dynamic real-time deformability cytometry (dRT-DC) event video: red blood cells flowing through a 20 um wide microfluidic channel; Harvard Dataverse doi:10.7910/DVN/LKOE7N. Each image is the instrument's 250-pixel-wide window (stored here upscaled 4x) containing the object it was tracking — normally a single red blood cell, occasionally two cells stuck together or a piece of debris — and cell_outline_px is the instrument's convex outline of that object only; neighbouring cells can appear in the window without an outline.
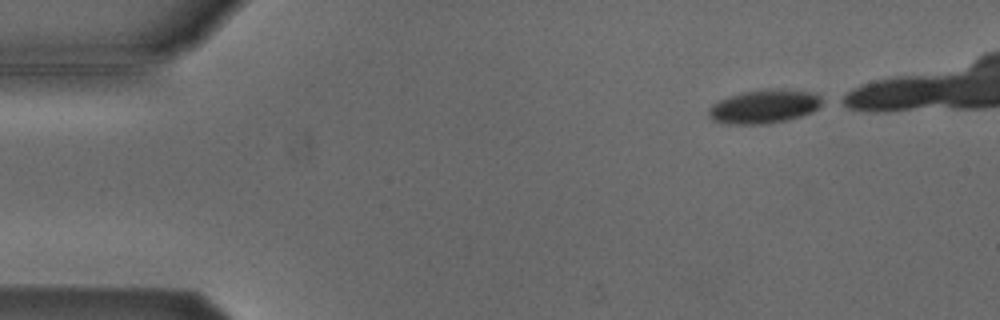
{"species": "Egyptian fruit bat (a non-hibernating species)", "species_latin": "Rousettus aegyptiacus", "temperature_condition": "cold", "stored_images_in_passage": 38, "camera_frame_rate_fps": 3000, "um_per_image_px": 0.085, "animal": {"sex": "male"}, "frame": {"image": 1, "passage_image": 1, "time_ms": 0.0, "image_size_px": [1000, 320], "cell_outline_px": [[828, 100], [820, 108], [812, 112], [800, 116], [784, 120], [764, 124], [728, 124], [712, 120], [708, 116], [708, 108], [712, 104], [728, 96], [744, 92], [764, 88], [780, 88], [816, 92]], "centroid_in_image_um": [65.03, 9.02], "position_along_channel_um": 20.0, "area_um2": 22.89}}
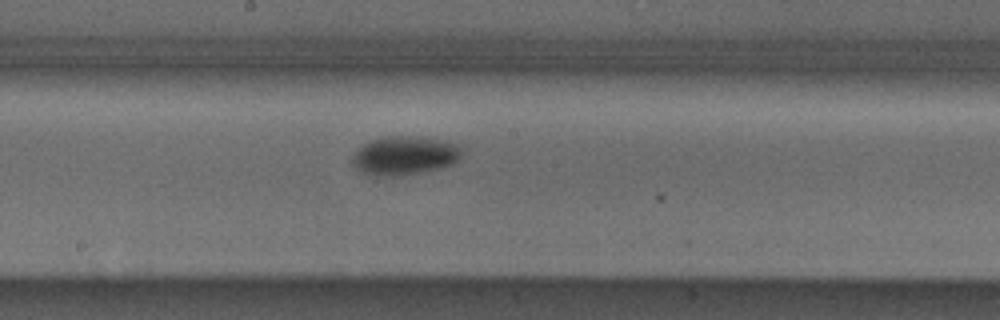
{"frame": {"image": 2, "passage_image": 23, "time_ms": 7.333, "image_size_px": [1000, 320], "cell_outline_px": [[464, 152], [460, 160], [452, 164], [440, 168], [416, 172], [364, 172], [352, 164], [352, 156], [364, 144], [372, 140], [388, 136], [428, 136], [464, 144]], "centroid_in_image_um": [34.59, 13.11], "position_along_channel_um": 213.6, "area_um2": 24.04}}
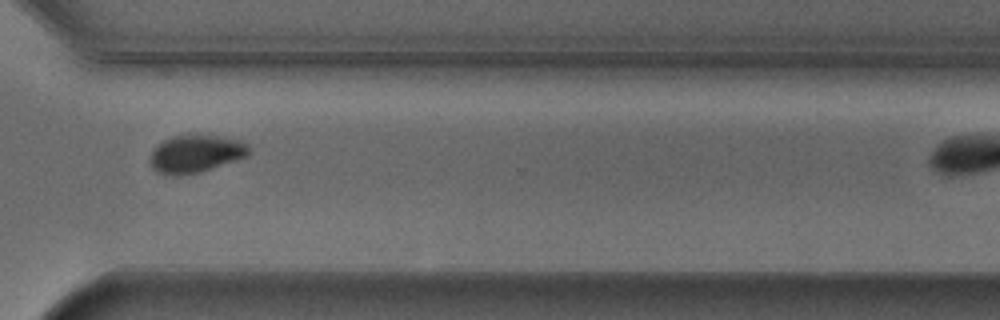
{"frame": {"image": 3, "passage_image": 34, "time_ms": 11.0, "image_size_px": [1000, 320], "cell_outline_px": [[248, 156], [200, 172], [180, 176], [172, 176], [156, 172], [148, 164], [148, 160], [152, 152], [164, 140], [172, 136], [216, 136], [244, 140], [248, 144]], "centroid_in_image_um": [16.61, 13.1], "position_along_channel_um": 354.0, "area_um2": 21.62}}